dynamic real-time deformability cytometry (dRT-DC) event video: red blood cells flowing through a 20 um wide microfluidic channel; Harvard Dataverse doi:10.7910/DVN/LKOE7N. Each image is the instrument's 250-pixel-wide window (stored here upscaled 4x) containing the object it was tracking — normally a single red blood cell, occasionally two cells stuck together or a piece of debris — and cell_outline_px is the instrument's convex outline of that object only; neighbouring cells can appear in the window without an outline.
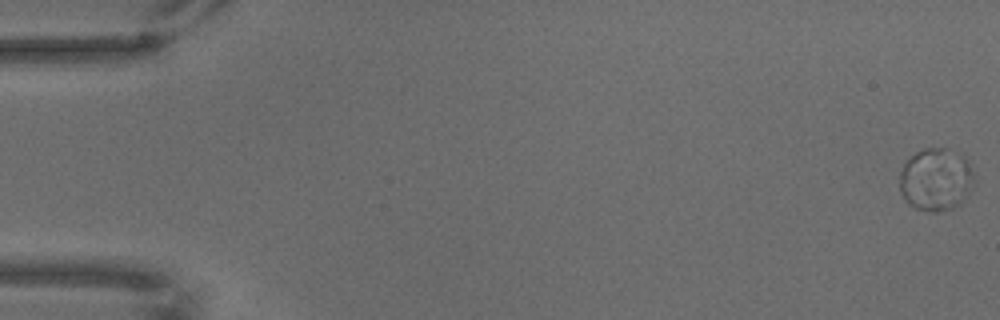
{"species": "common noctule bat (a hibernating species)", "species_latin": "Nyctalus noctula", "temperature_condition": "warm", "stored_images_in_passage": 32, "camera_frame_rate_fps": 3000, "um_per_image_px": 0.085, "animal": {"sex": "male", "body_mass_g": 18.8}, "frame": {"image": 1, "passage_image": 1, "time_ms": 0.0, "image_size_px": [1000, 320], "cell_outline_px": [[972, 184], [964, 200], [960, 204], [952, 208], [936, 212], [932, 212], [916, 208], [908, 204], [900, 188], [900, 172], [904, 164], [916, 152], [924, 148], [944, 148], [964, 156], [968, 160], [972, 172]], "centroid_in_image_um": [79.54, 15.26], "position_along_channel_um": 5.5, "area_um2": 26.82}}
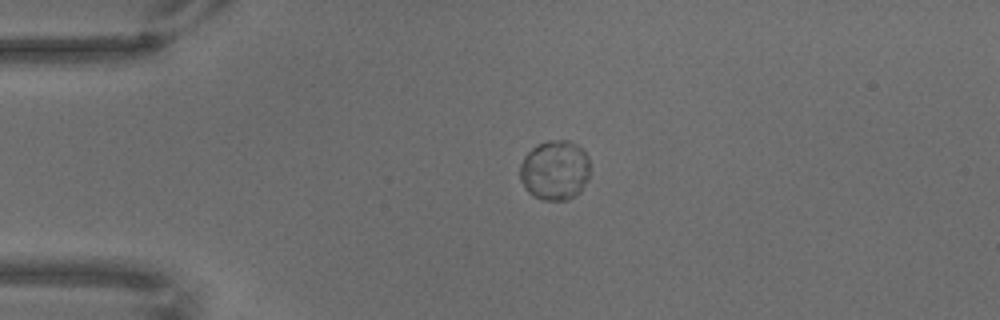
{"frame": {"image": 2, "passage_image": 17, "time_ms": 5.333, "image_size_px": [1000, 320], "cell_outline_px": [[588, 176], [580, 192], [568, 200], [544, 200], [532, 196], [524, 188], [520, 180], [520, 164], [524, 156], [536, 144], [548, 140], [568, 140], [576, 144], [588, 156]], "centroid_in_image_um": [47.12, 14.47], "position_along_channel_um": 37.9, "area_um2": 24.51}}
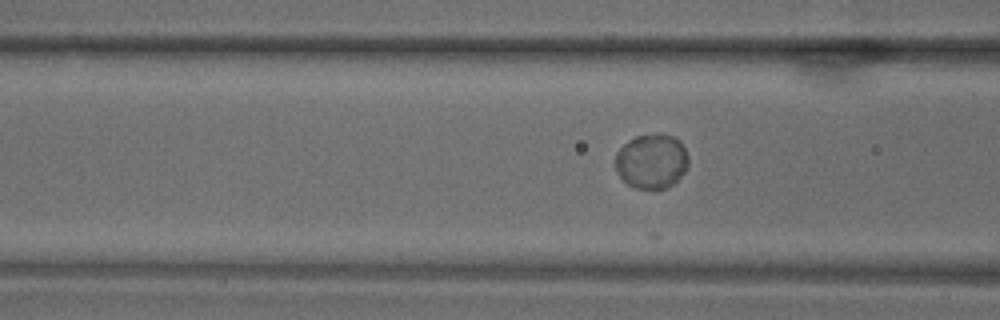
{"frame": {"image": 3, "passage_image": 28, "time_ms": 9.0, "image_size_px": [1000, 320], "cell_outline_px": [[688, 168], [672, 184], [664, 188], [636, 188], [628, 184], [620, 176], [616, 168], [616, 152], [628, 140], [636, 136], [672, 136], [680, 140], [688, 156]], "centroid_in_image_um": [55.39, 13.72], "position_along_channel_um": 111.2, "area_um2": 22.72}}